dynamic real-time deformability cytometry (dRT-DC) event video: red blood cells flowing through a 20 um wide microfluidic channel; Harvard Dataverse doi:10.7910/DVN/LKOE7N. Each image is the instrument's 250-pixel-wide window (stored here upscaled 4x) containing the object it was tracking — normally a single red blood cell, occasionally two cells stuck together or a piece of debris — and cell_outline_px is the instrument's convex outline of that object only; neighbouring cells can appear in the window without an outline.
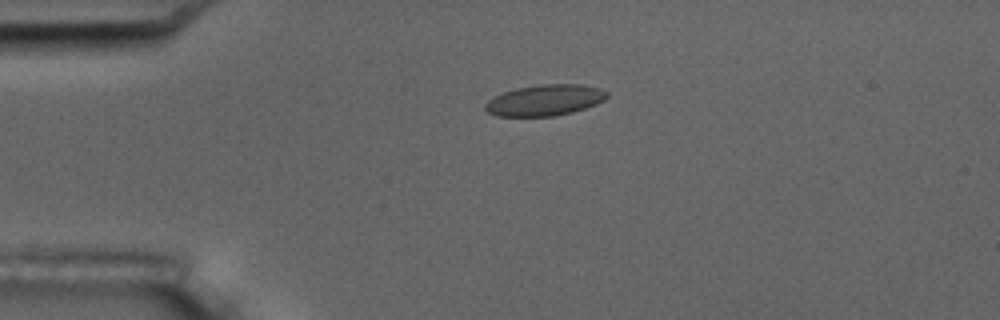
{"species": "common noctule bat (a hibernating species)", "species_latin": "Nyctalus noctula", "temperature_condition": "room temperature", "stored_images_in_passage": 5, "camera_frame_rate_fps": 3000, "um_per_image_px": 0.085, "animal": {"sex": "male", "body_mass_g": 17.5, "forearm_length_mm": 52.3}, "frame": {"image": 1, "passage_image": 4, "time_ms": 3.667, "image_size_px": [1000, 320], "cell_outline_px": [[608, 96], [604, 100], [596, 104], [572, 112], [552, 116], [496, 116], [488, 112], [484, 108], [484, 104], [488, 100], [504, 92], [516, 88], [540, 84], [580, 84], [600, 88], [608, 92]], "centroid_in_image_um": [46.31, 8.51], "position_along_channel_um": 38.7, "area_um2": 21.96}}